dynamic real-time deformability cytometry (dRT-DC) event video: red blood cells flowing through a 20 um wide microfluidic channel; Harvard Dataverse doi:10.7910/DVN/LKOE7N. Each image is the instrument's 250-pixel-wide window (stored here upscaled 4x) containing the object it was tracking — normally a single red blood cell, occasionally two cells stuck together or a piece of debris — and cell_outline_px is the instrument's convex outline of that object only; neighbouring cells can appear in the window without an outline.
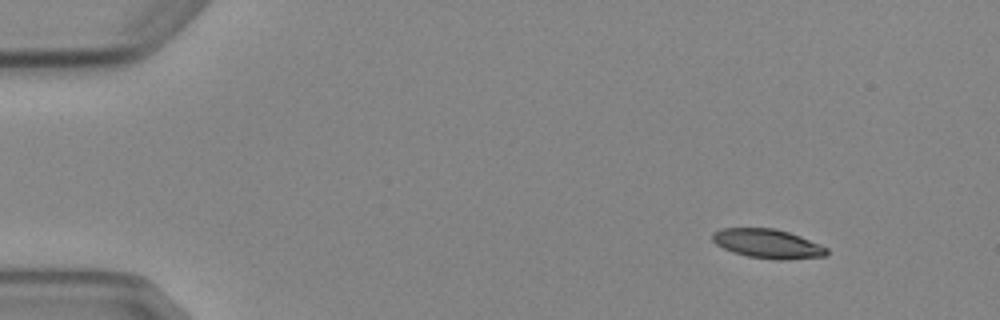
{"species": "Egyptian fruit bat (a non-hibernating species)", "species_latin": "Rousettus aegyptiacus", "temperature_condition": "cold", "stored_images_in_passage": 3, "camera_frame_rate_fps": 3000, "um_per_image_px": 0.085, "animal": {"sex": "female"}, "frame": {"image": 1, "passage_image": 1, "time_ms": 0.0, "image_size_px": [1000, 320], "cell_outline_px": [[828, 252], [824, 256], [784, 260], [780, 260], [748, 256], [732, 252], [716, 244], [712, 240], [712, 232], [720, 228], [776, 228], [800, 236], [828, 248]], "centroid_in_image_um": [65.22, 20.7], "position_along_channel_um": 19.8, "area_um2": 19.36}}
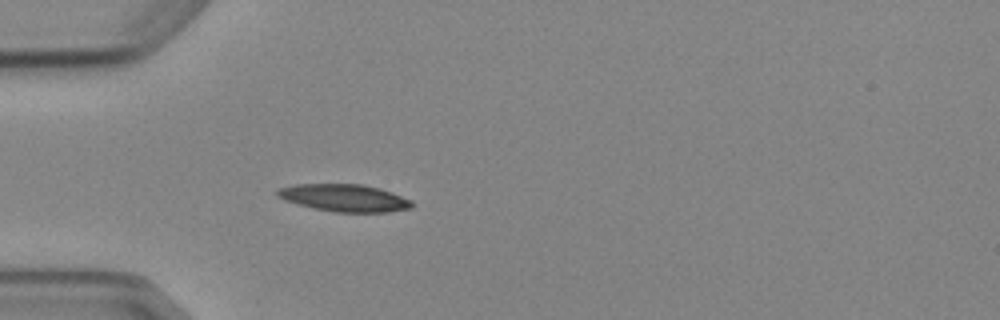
{"frame": {"image": 2, "passage_image": 3, "time_ms": 3.333, "image_size_px": [1000, 320], "cell_outline_px": [[412, 208], [388, 212], [336, 212], [296, 204], [284, 200], [276, 196], [276, 192], [280, 188], [296, 184], [364, 184], [380, 188], [392, 192], [412, 200]], "centroid_in_image_um": [29.29, 16.81], "position_along_channel_um": 55.7, "area_um2": 21.44}}